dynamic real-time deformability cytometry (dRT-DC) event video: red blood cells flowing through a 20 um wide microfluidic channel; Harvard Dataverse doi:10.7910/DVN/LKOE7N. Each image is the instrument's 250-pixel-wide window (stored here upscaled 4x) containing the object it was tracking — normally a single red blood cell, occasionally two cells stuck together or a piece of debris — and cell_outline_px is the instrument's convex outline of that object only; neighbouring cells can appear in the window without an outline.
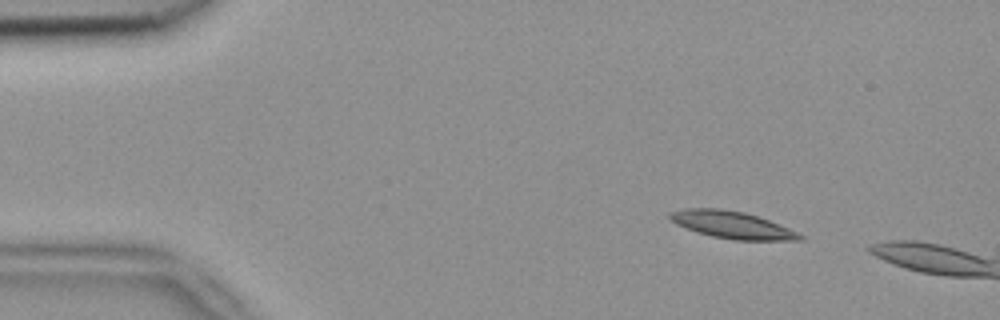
{"species": "common noctule bat (a hibernating species)", "species_latin": "Nyctalus noctula", "temperature_condition": "room temperature", "stored_images_in_passage": 3, "camera_frame_rate_fps": 3000, "um_per_image_px": 0.085, "animal": {"sex": "female", "body_mass_g": 18.4}, "frame": {"image": 1, "passage_image": 1, "time_ms": 0.0, "image_size_px": [1000, 320], "cell_outline_px": [[804, 240], [732, 240], [712, 236], [696, 232], [676, 224], [668, 216], [668, 212], [684, 208], [720, 208], [744, 212], [768, 220], [788, 228], [804, 236]], "centroid_in_image_um": [62.18, 19.11], "position_along_channel_um": 22.8, "area_um2": 20.52}}